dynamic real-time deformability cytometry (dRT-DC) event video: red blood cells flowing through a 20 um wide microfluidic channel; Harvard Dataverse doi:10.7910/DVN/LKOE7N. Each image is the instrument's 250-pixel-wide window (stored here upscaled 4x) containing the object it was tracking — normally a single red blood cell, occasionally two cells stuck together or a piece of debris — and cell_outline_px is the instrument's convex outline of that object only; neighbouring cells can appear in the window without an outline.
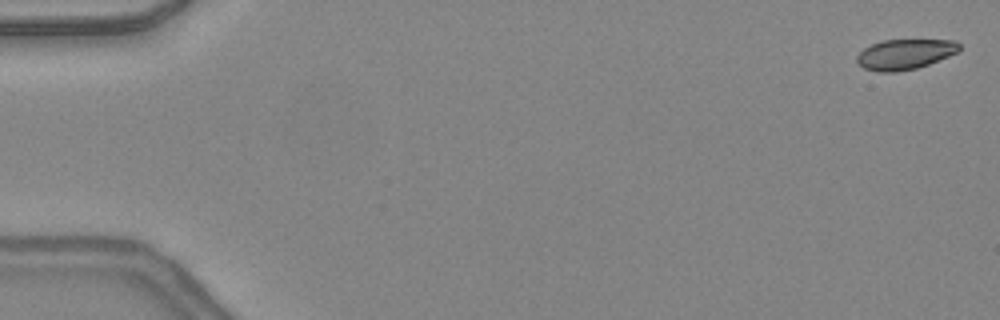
{"species": "common noctule bat (a hibernating species)", "species_latin": "Nyctalus noctula", "temperature_condition": "warm", "stored_images_in_passage": 47, "camera_frame_rate_fps": 3000, "um_per_image_px": 0.085, "animal": {"sex": "female", "body_mass_g": 24.6, "forearm_length_mm": 56.2}, "frame": {"image": 1, "passage_image": 1, "time_ms": 0.0, "image_size_px": [1000, 320], "cell_outline_px": [[960, 48], [956, 52], [948, 56], [928, 64], [916, 68], [896, 72], [880, 72], [864, 68], [856, 60], [856, 56], [864, 48], [872, 44], [884, 40], [956, 40], [960, 44]], "centroid_in_image_um": [76.9, 4.61], "position_along_channel_um": 8.1, "area_um2": 17.86}}
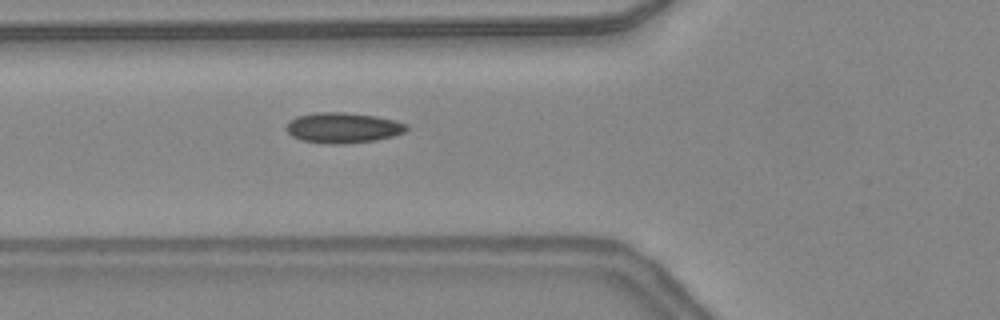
{"frame": {"image": 2, "passage_image": 18, "time_ms": 5.667, "image_size_px": [1000, 320], "cell_outline_px": [[408, 128], [404, 132], [392, 136], [376, 140], [344, 144], [324, 144], [300, 140], [292, 136], [284, 128], [288, 120], [296, 116], [316, 112], [344, 112], [376, 116], [408, 124]], "centroid_in_image_um": [29.09, 10.86], "position_along_channel_um": 96.7, "area_um2": 21.56}}
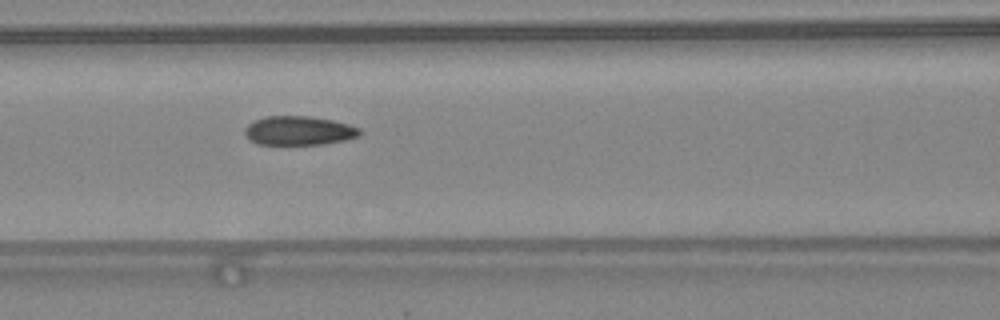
{"frame": {"image": 3, "passage_image": 21, "time_ms": 6.667, "image_size_px": [1000, 320], "cell_outline_px": [[364, 132], [360, 136], [344, 140], [320, 144], [256, 144], [248, 140], [244, 132], [244, 128], [248, 124], [264, 116], [308, 116], [332, 120], [348, 124], [360, 128]], "centroid_in_image_um": [25.4, 11.1], "position_along_channel_um": 141.2, "area_um2": 19.54}}